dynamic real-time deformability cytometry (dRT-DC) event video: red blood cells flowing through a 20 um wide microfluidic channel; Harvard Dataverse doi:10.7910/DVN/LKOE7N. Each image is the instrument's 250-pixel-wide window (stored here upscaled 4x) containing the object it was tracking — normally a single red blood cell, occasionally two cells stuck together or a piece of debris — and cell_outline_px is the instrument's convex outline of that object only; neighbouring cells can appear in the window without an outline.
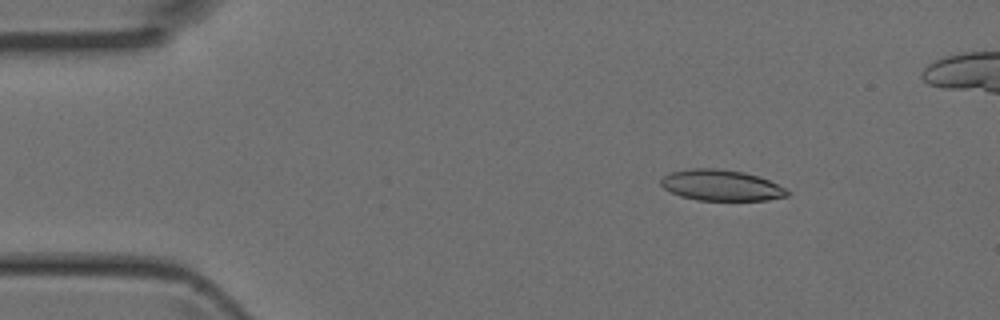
{"species": "Egyptian fruit bat (a non-hibernating species)", "species_latin": "Rousettus aegyptiacus", "temperature_condition": "room temperature", "stored_images_in_passage": 3, "camera_frame_rate_fps": 3000, "um_per_image_px": 0.085, "animal": {"sex": "female"}, "frame": {"image": 1, "passage_image": 1, "time_ms": 0.0, "image_size_px": [1000, 320], "cell_outline_px": [[788, 196], [768, 200], [696, 200], [680, 196], [664, 188], [660, 184], [660, 180], [668, 172], [692, 168], [716, 168], [744, 172], [768, 180], [784, 188], [788, 192]], "centroid_in_image_um": [61.25, 15.75], "position_along_channel_um": 23.7, "area_um2": 22.66}}